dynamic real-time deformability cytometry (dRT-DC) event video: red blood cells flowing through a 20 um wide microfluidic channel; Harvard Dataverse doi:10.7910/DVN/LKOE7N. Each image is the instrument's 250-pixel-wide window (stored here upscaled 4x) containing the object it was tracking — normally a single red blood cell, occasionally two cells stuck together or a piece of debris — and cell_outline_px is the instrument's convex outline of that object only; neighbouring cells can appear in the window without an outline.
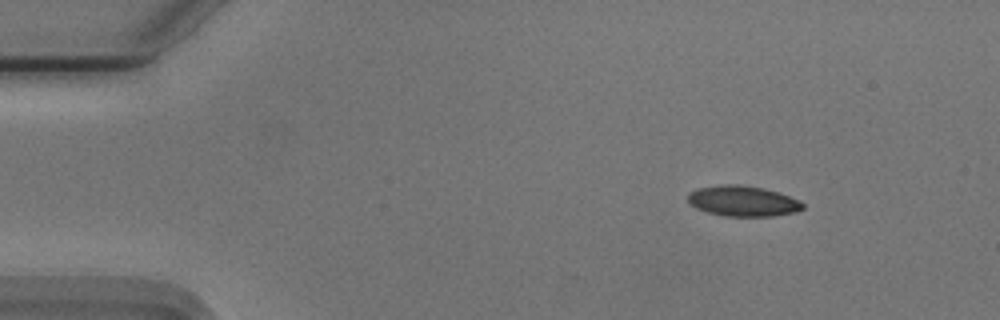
{"species": "Egyptian fruit bat (a non-hibernating species)", "species_latin": "Rousettus aegyptiacus", "temperature_condition": "cold", "stored_images_in_passage": 48, "camera_frame_rate_fps": 3000, "um_per_image_px": 0.085, "animal": {"sex": "male"}, "frame": {"image": 1, "passage_image": 1, "time_ms": 0.0, "image_size_px": [1000, 320], "cell_outline_px": [[804, 208], [796, 212], [772, 216], [728, 216], [708, 212], [696, 208], [688, 200], [688, 192], [696, 188], [720, 184], [740, 184], [764, 188], [800, 200], [804, 204]], "centroid_in_image_um": [63.14, 17.07], "position_along_channel_um": 21.9, "area_um2": 20.46}}
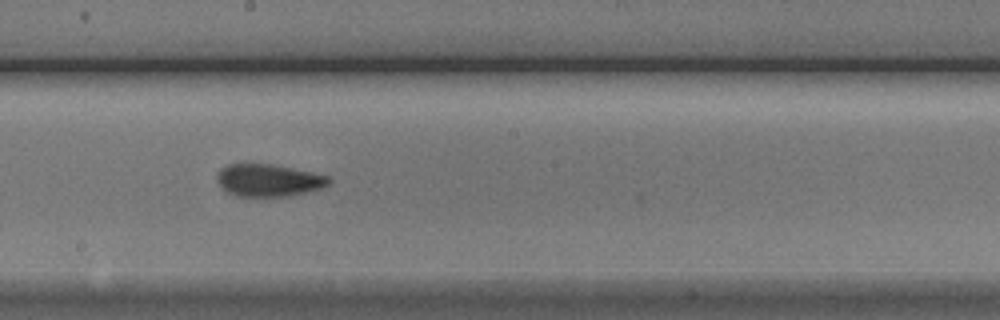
{"frame": {"image": 2, "passage_image": 24, "time_ms": 7.667, "image_size_px": [1000, 320], "cell_outline_px": [[332, 180], [328, 184], [320, 188], [292, 196], [236, 196], [228, 192], [216, 180], [216, 176], [220, 168], [228, 164], [272, 164], [328, 176]], "centroid_in_image_um": [22.8, 15.32], "position_along_channel_um": 225.4, "area_um2": 20.87}}
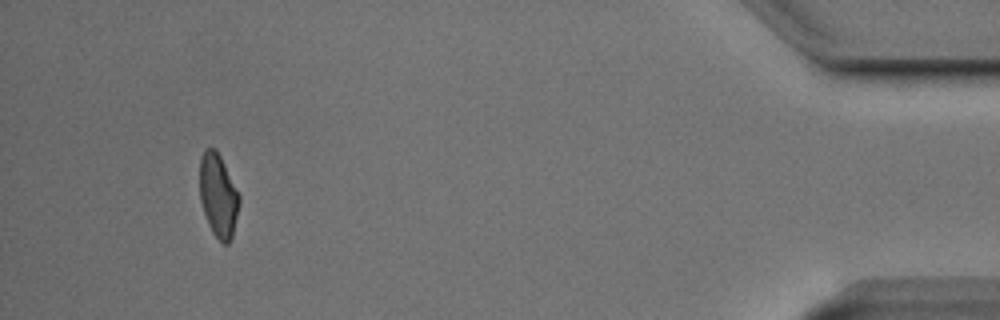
{"frame": {"image": 3, "passage_image": 45, "time_ms": 14.667, "image_size_px": [1000, 320], "cell_outline_px": [[240, 204], [232, 236], [228, 244], [224, 244], [212, 232], [208, 224], [200, 200], [200, 160], [204, 148], [216, 148], [240, 196]], "centroid_in_image_um": [18.55, 16.61], "position_along_channel_um": 416.7, "area_um2": 19.07}, "authors_computed_cell_mechanics": {"area_um2": 20.5479, "velocity_mm_per_s": 3.7483, "shape_relaxation_time_tau1_ms": 7.8671, "shape_relaxation_time_tau2_ms": 2.3134, "deformation_change_tau1": 0.1773, "deformation_change_tau2": 0.0768}}